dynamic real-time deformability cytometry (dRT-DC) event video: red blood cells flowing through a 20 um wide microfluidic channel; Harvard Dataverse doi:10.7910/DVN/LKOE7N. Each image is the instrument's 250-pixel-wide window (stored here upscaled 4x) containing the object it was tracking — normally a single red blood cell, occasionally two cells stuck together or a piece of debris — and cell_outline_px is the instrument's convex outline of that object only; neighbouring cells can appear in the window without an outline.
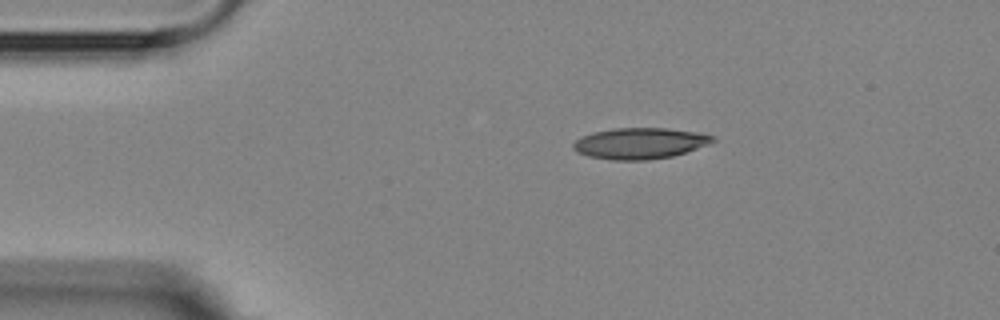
{"species": "Egyptian fruit bat (a non-hibernating species)", "species_latin": "Rousettus aegyptiacus", "temperature_condition": "room temperature", "stored_images_in_passage": 4, "camera_frame_rate_fps": 3000, "um_per_image_px": 0.085, "animal": {"sex": "female"}, "frame": {"image": 1, "passage_image": 4, "time_ms": 5.0, "image_size_px": [1000, 320], "cell_outline_px": [[716, 140], [708, 144], [672, 156], [648, 160], [612, 160], [588, 156], [576, 152], [572, 148], [572, 144], [580, 136], [592, 132], [612, 128], [668, 128], [696, 132], [712, 136]], "centroid_in_image_um": [54.32, 12.18], "position_along_channel_um": 30.7, "area_um2": 25.26}}